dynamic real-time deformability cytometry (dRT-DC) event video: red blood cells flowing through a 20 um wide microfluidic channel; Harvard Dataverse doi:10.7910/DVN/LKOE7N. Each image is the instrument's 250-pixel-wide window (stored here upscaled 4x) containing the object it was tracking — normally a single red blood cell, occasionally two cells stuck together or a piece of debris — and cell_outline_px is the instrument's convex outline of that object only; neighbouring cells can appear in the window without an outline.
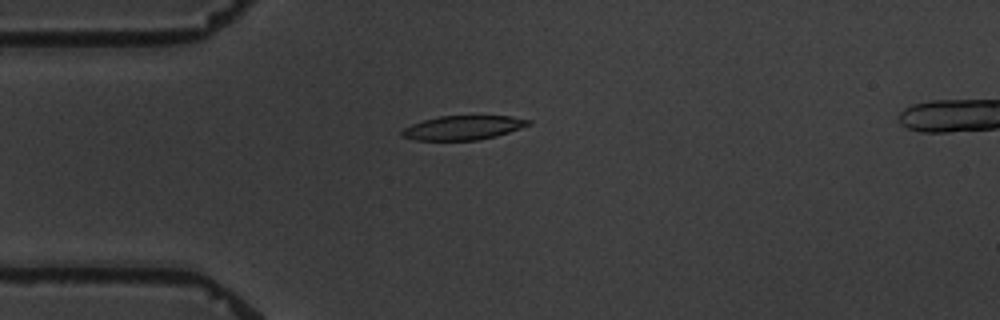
{"species": "common noctule bat (a hibernating species)", "species_latin": "Nyctalus noctula", "temperature_condition": "warm", "stored_images_in_passage": 9, "camera_frame_rate_fps": 3000, "um_per_image_px": 0.085, "animal": {"sex": "male", "body_mass_g": 19.5, "forearm_length_mm": 54.6}, "frame": {"image": 1, "passage_image": 2, "time_ms": 2.0, "image_size_px": [1000, 320], "cell_outline_px": [[532, 124], [496, 136], [476, 140], [416, 140], [400, 136], [400, 132], [404, 128], [412, 124], [424, 120], [440, 116], [512, 116], [532, 120]], "centroid_in_image_um": [39.37, 10.85], "position_along_channel_um": 45.6, "area_um2": 17.74}}
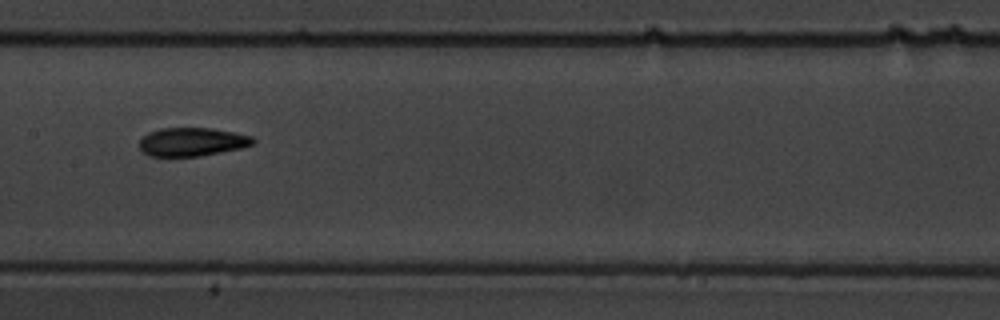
{"frame": {"image": 2, "passage_image": 6, "time_ms": 6.667, "image_size_px": [1000, 320], "cell_outline_px": [[256, 144], [240, 148], [200, 156], [148, 156], [136, 144], [148, 132], [160, 128], [212, 128], [252, 136], [256, 140]], "centroid_in_image_um": [16.31, 12.05], "position_along_channel_um": 191.1, "area_um2": 18.96}}
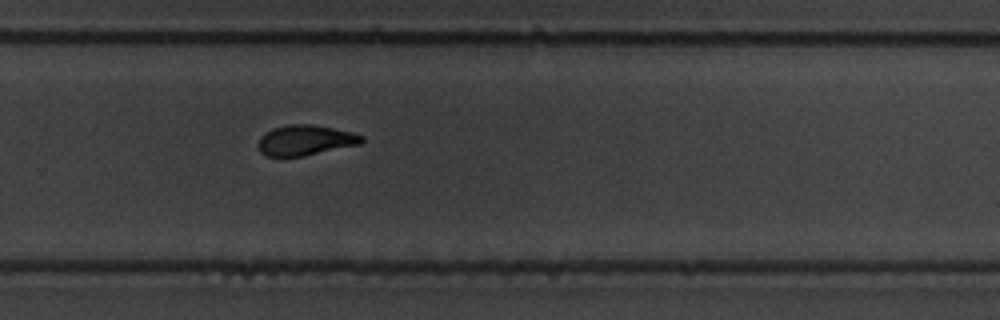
{"frame": {"image": 3, "passage_image": 9, "time_ms": 10.0, "image_size_px": [1000, 320], "cell_outline_px": [[364, 140], [360, 144], [304, 156], [268, 156], [260, 152], [256, 144], [260, 136], [272, 128], [288, 124], [312, 124], [352, 132], [364, 136]], "centroid_in_image_um": [25.93, 11.91], "position_along_channel_um": 303.9, "area_um2": 18.38}}